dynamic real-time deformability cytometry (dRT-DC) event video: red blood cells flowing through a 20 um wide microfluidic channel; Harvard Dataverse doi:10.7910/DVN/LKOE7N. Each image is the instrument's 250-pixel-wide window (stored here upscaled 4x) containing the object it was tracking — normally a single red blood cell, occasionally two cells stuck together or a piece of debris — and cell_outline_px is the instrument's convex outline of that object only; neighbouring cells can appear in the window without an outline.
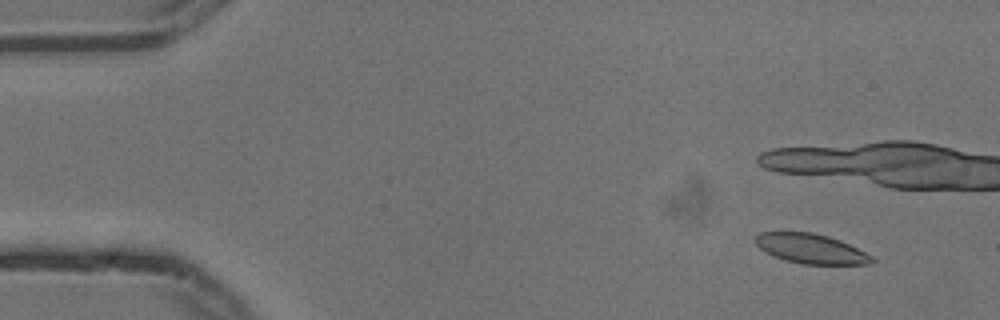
{"species": "common noctule bat (a hibernating species)", "species_latin": "Nyctalus noctula", "temperature_condition": "cold", "stored_images_in_passage": 5, "camera_frame_rate_fps": 3000, "um_per_image_px": 0.085, "animal": {"sex": "male", "body_mass_g": 13.3}, "frame": {"image": 1, "passage_image": 2, "time_ms": 0.333, "image_size_px": [1000, 320], "cell_outline_px": [[876, 260], [868, 264], [800, 264], [784, 260], [760, 248], [752, 240], [760, 232], [812, 232], [828, 236], [840, 240], [872, 256]], "centroid_in_image_um": [68.91, 21.13], "position_along_channel_um": 16.1, "area_um2": 20.0}}